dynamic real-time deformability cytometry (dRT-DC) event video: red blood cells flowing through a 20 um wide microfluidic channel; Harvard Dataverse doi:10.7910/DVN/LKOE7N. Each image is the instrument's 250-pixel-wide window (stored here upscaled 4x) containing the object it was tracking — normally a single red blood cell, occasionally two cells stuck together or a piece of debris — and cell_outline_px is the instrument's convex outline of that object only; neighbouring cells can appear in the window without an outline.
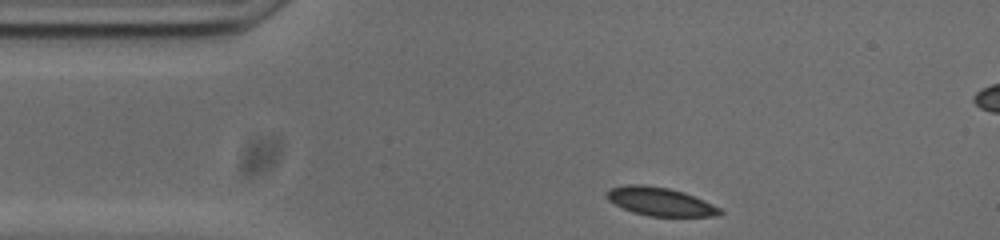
{"species": "common noctule bat (a hibernating species)", "species_latin": "Nyctalus noctula", "temperature_condition": "cold", "stored_images_in_passage": 47, "segment_of_instrument_passage": [1, 2], "camera_frame_rate_fps": 3000, "um_per_image_px": 0.085, "animal": {"sex": "male", "body_mass_g": 20.0, "forearm_length_mm": 53.3}, "frame": {"image": 1, "passage_image": 1, "time_ms": 0.0, "image_size_px": [1000, 240], "cell_outline_px": [[724, 212], [716, 216], [648, 216], [632, 212], [608, 200], [604, 196], [604, 192], [608, 188], [628, 184], [644, 184], [668, 188], [684, 192], [704, 200], [720, 208]], "centroid_in_image_um": [56.07, 17.12], "position_along_channel_um": 28.9, "area_um2": 18.84}}
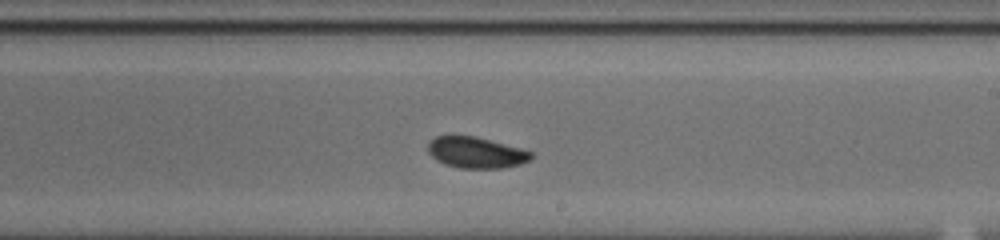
{"frame": {"image": 2, "passage_image": 22, "time_ms": 7.0, "image_size_px": [1000, 240], "cell_outline_px": [[532, 160], [520, 164], [500, 168], [460, 168], [444, 164], [436, 160], [428, 152], [428, 140], [436, 136], [452, 132], [476, 136], [520, 148], [532, 152]], "centroid_in_image_um": [40.39, 12.92], "position_along_channel_um": 248.6, "area_um2": 19.31}}
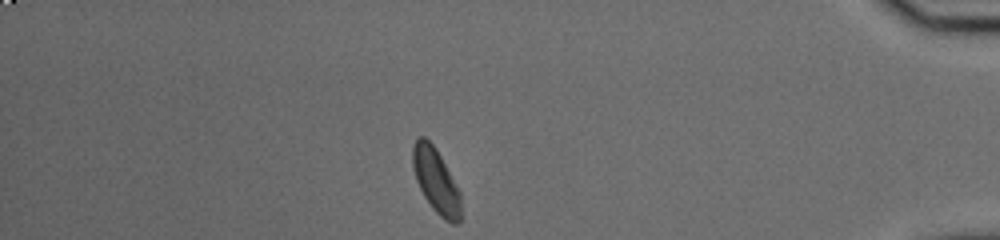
{"frame": {"image": 3, "passage_image": 38, "time_ms": 12.333, "image_size_px": [1000, 240], "cell_outline_px": [[460, 220], [456, 224], [452, 224], [444, 220], [432, 208], [424, 196], [416, 180], [412, 168], [412, 148], [416, 136], [424, 136], [436, 148], [460, 192]], "centroid_in_image_um": [37.03, 15.35], "position_along_channel_um": 398.2, "area_um2": 18.09}}